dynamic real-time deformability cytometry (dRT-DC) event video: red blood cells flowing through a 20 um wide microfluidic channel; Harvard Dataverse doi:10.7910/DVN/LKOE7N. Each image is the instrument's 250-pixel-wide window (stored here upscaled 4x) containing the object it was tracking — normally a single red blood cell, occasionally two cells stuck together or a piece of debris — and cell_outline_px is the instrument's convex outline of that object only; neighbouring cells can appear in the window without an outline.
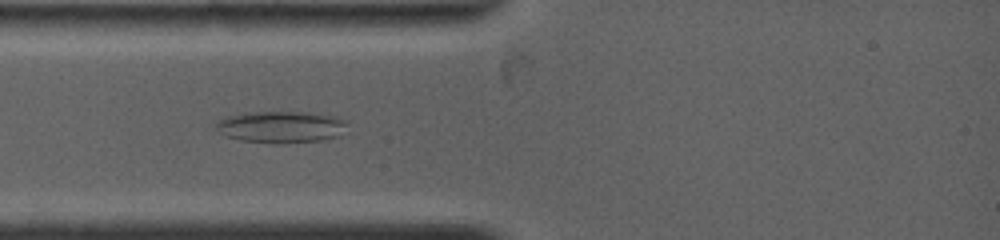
{"species": "common noctule bat (a hibernating species)", "species_latin": "Nyctalus noctula", "temperature_condition": "warm", "stored_images_in_passage": 23, "camera_frame_rate_fps": 4500, "um_per_image_px": 0.085, "animal": {"sex": "female", "body_mass_g": 19.0, "forearm_length_mm": 53.3}, "frame": {"image": 1, "passage_image": 7, "time_ms": 1.556, "image_size_px": [1000, 240], "cell_outline_px": [[348, 120], [336, 136], [320, 140], [280, 144], [276, 144], [240, 140], [224, 136], [212, 128], [224, 116], [244, 112], [308, 112], [340, 116]], "centroid_in_image_um": [23.8, 10.78], "position_along_channel_um": 61.2, "area_um2": 24.57}}
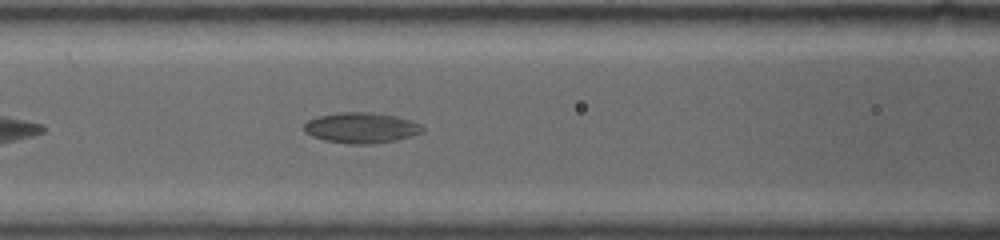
{"frame": {"image": 2, "passage_image": 16, "time_ms": 3.556, "image_size_px": [1000, 240], "cell_outline_px": [[424, 132], [412, 136], [396, 140], [372, 144], [348, 144], [324, 140], [312, 136], [304, 132], [304, 124], [308, 120], [316, 116], [340, 112], [372, 112], [396, 116], [412, 120], [420, 124], [424, 128]], "centroid_in_image_um": [30.71, 10.86], "position_along_channel_um": 135.9, "area_um2": 21.39}}
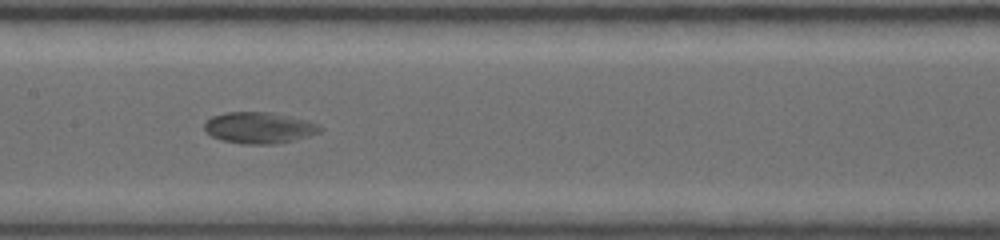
{"frame": {"image": 3, "passage_image": 22, "time_ms": 4.889, "image_size_px": [1000, 240], "cell_outline_px": [[324, 128], [320, 132], [308, 136], [292, 140], [272, 144], [248, 144], [224, 140], [212, 136], [204, 128], [204, 124], [212, 116], [224, 112], [272, 112], [292, 116], [308, 120], [320, 124]], "centroid_in_image_um": [22.08, 10.84], "position_along_channel_um": 185.3, "area_um2": 21.04}}